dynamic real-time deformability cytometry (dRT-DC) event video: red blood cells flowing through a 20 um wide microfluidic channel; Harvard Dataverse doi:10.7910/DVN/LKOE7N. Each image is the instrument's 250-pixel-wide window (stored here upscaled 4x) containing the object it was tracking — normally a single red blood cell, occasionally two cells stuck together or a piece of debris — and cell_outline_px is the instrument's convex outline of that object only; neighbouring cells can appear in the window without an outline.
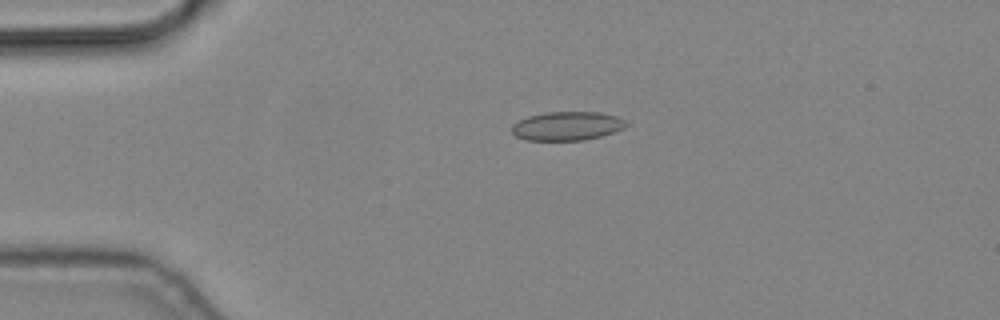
{"species": "common noctule bat (a hibernating species)", "species_latin": "Nyctalus noctula", "temperature_condition": "cold", "stored_images_in_passage": 4, "camera_frame_rate_fps": 3000, "um_per_image_px": 0.085, "animal": {"sex": "male", "body_mass_g": 19.2, "forearm_length_mm": 51.8}, "frame": {"image": 1, "passage_image": 4, "time_ms": 1.0, "image_size_px": [1000, 320], "cell_outline_px": [[628, 124], [624, 128], [600, 136], [584, 140], [524, 140], [516, 136], [512, 132], [512, 124], [528, 116], [544, 112], [600, 112], [616, 116], [624, 120]], "centroid_in_image_um": [48.18, 10.7], "position_along_channel_um": 36.8, "area_um2": 19.13}}